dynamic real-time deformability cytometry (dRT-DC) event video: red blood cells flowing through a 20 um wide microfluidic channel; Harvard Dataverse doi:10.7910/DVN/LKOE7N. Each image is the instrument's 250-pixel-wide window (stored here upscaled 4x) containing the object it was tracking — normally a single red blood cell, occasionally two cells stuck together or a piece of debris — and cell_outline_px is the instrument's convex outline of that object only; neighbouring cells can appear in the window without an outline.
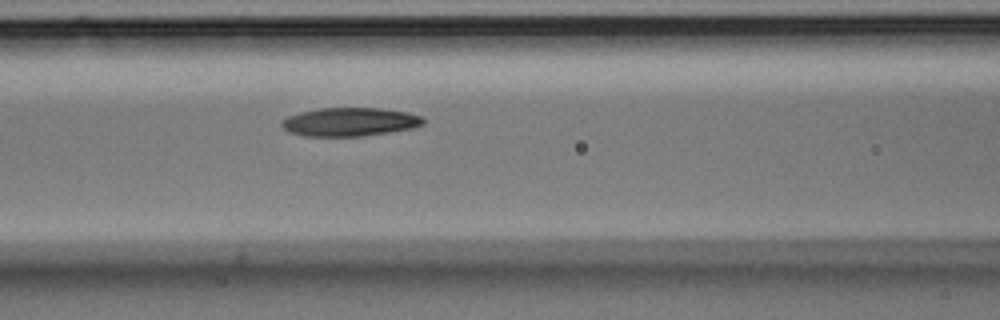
{"species": "Egyptian fruit bat (a non-hibernating species)", "species_latin": "Rousettus aegyptiacus", "temperature_condition": "room temperature", "stored_images_in_passage": 7, "camera_frame_rate_fps": 3000, "um_per_image_px": 0.085, "animal": {"sex": "male"}, "frame": {"image": 1, "passage_image": 7, "time_ms": 2.0, "image_size_px": [1000, 320], "cell_outline_px": [[424, 124], [412, 128], [388, 132], [360, 136], [304, 136], [292, 132], [284, 128], [280, 124], [280, 120], [288, 116], [300, 112], [320, 108], [380, 108], [408, 112], [420, 116], [424, 120]], "centroid_in_image_um": [29.72, 10.35], "position_along_channel_um": 136.9, "area_um2": 23.41}}